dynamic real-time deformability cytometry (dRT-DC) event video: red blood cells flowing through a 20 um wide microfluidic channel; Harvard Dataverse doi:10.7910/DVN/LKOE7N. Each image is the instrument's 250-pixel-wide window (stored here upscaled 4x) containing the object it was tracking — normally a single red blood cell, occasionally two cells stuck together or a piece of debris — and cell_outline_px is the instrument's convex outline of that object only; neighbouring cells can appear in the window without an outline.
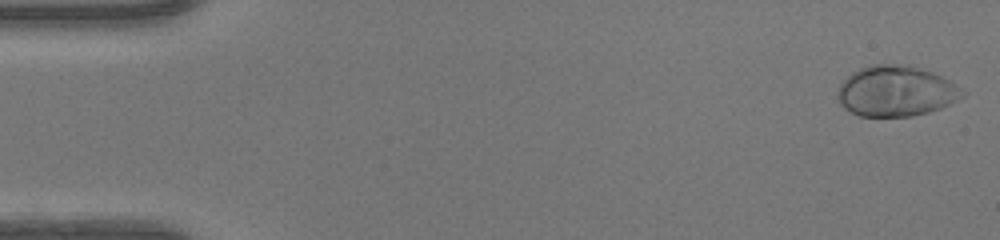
{"species": "human", "species_latin": "Homo sapiens", "temperature_condition": "warm", "stored_images_in_passage": 49, "camera_frame_rate_fps": 3000, "um_per_image_px": 0.085, "donor": {"sex": "female"}, "frame": {"image": 1, "passage_image": 1, "time_ms": 0.0, "image_size_px": [1000, 240], "cell_outline_px": [[968, 92], [964, 96], [940, 108], [928, 112], [912, 116], [860, 116], [844, 108], [840, 104], [836, 96], [836, 92], [840, 84], [852, 72], [860, 68], [872, 64], [908, 64], [932, 72], [948, 80]], "centroid_in_image_um": [76.14, 7.74], "position_along_channel_um": 8.9, "area_um2": 36.88}}
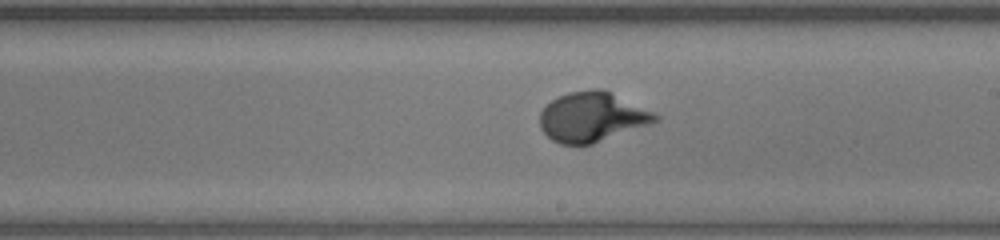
{"frame": {"image": 2, "passage_image": 28, "time_ms": 9.0, "image_size_px": [1000, 240], "cell_outline_px": [[660, 120], [592, 144], [560, 144], [552, 140], [540, 128], [540, 112], [552, 100], [568, 92], [596, 88], [604, 88], [660, 116]], "centroid_in_image_um": [50.31, 9.93], "position_along_channel_um": 238.7, "area_um2": 33.12}}
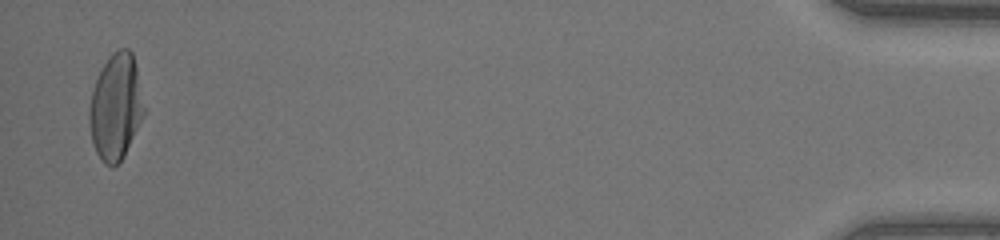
{"frame": {"image": 3, "passage_image": 48, "time_ms": 15.667, "image_size_px": [1000, 240], "cell_outline_px": [[144, 112], [124, 156], [112, 168], [104, 164], [96, 152], [92, 140], [88, 124], [88, 108], [92, 88], [108, 56], [112, 52], [120, 48], [128, 48], [132, 52], [136, 68], [144, 108]], "centroid_in_image_um": [9.8, 9.09], "position_along_channel_um": 425.4, "area_um2": 33.52}}